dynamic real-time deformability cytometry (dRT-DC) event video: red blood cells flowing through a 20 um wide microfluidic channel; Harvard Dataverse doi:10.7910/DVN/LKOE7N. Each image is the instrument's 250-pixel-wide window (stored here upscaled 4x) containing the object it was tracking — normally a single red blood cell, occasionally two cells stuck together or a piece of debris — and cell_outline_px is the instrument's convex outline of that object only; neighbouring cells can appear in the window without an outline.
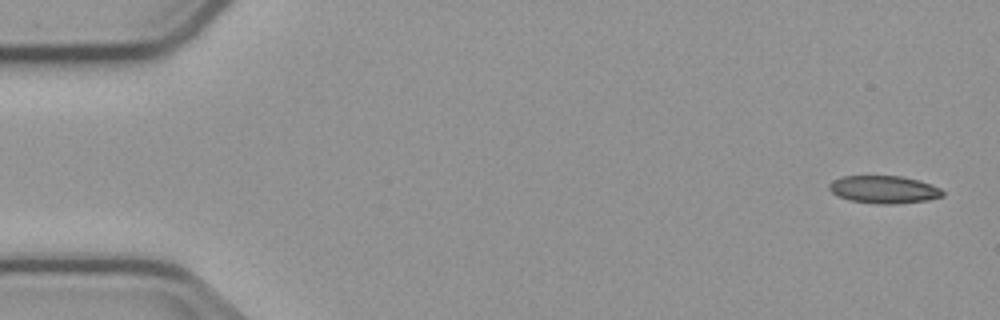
{"species": "common noctule bat (a hibernating species)", "species_latin": "Nyctalus noctula", "temperature_condition": "cold", "stored_images_in_passage": 3, "camera_frame_rate_fps": 3000, "um_per_image_px": 0.085, "animal": {"sex": "male", "body_mass_g": 23.1, "forearm_length_mm": 52.7}, "frame": {"image": 1, "passage_image": 1, "time_ms": 0.0, "image_size_px": [1000, 320], "cell_outline_px": [[944, 196], [928, 200], [896, 204], [876, 204], [848, 200], [836, 196], [828, 188], [828, 184], [832, 180], [840, 176], [900, 176], [920, 180], [932, 184], [940, 188], [944, 192]], "centroid_in_image_um": [75.12, 16.11], "position_along_channel_um": 9.9, "area_um2": 18.61}}